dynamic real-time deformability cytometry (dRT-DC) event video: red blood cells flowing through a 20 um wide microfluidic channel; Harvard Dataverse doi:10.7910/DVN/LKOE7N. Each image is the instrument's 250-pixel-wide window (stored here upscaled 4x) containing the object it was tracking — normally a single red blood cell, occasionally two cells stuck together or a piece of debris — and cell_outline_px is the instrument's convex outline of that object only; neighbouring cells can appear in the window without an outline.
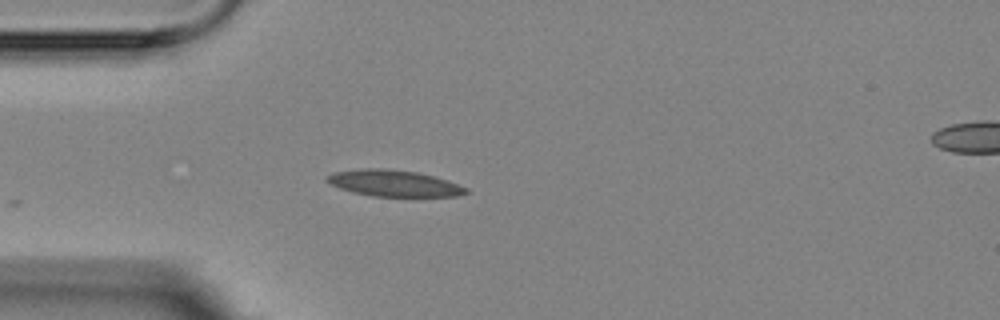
{"species": "Egyptian fruit bat (a non-hibernating species)", "species_latin": "Rousettus aegyptiacus", "temperature_condition": "room temperature", "stored_images_in_passage": 5, "camera_frame_rate_fps": 3000, "um_per_image_px": 0.085, "animal": {"sex": "female"}, "frame": {"image": 1, "passage_image": 5, "time_ms": 8.0, "image_size_px": [1000, 320], "cell_outline_px": [[472, 192], [456, 196], [372, 196], [352, 192], [340, 188], [324, 180], [324, 176], [332, 172], [360, 168], [384, 168], [416, 172], [448, 180], [468, 188]], "centroid_in_image_um": [33.46, 15.57], "position_along_channel_um": 51.5, "area_um2": 21.5}}